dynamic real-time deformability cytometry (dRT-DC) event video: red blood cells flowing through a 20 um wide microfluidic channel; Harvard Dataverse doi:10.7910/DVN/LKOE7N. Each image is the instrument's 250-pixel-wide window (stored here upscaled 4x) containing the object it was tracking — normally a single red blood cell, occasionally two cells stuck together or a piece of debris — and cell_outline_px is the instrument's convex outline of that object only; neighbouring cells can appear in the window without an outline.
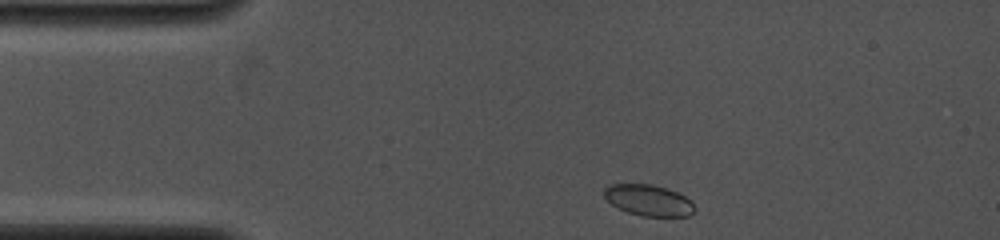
{"species": "common noctule bat (a hibernating species)", "species_latin": "Nyctalus noctula", "temperature_condition": "cold", "stored_images_in_passage": 3, "camera_frame_rate_fps": 4000, "um_per_image_px": 0.085, "animal": {"sex": "female", "body_mass_g": 19.0, "forearm_length_mm": 53.3}, "frame": {"image": 1, "passage_image": 1, "time_ms": 0.0, "image_size_px": [1000, 240], "cell_outline_px": [[696, 208], [688, 216], [640, 216], [628, 212], [612, 204], [604, 196], [604, 188], [608, 184], [652, 184], [668, 188], [692, 200]], "centroid_in_image_um": [55.14, 17.01], "position_along_channel_um": 29.9, "area_um2": 16.42}}